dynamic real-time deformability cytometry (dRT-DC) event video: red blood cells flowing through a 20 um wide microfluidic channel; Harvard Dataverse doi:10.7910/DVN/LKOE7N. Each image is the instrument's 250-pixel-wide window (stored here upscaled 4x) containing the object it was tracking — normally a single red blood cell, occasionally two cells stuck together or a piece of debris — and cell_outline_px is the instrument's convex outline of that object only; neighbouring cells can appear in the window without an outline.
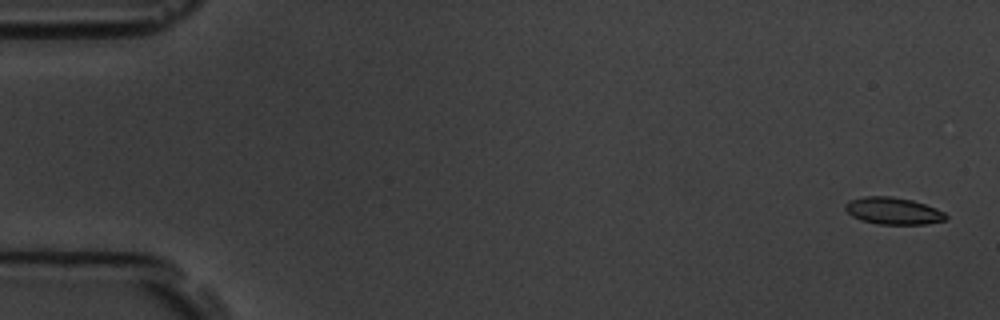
{"species": "common noctule bat (a hibernating species)", "species_latin": "Nyctalus noctula", "temperature_condition": "room temperature", "stored_images_in_passage": 5, "camera_frame_rate_fps": 3000, "um_per_image_px": 0.085, "animal": {"sex": "male", "body_mass_g": 19.5, "forearm_length_mm": 54.6}, "frame": {"image": 1, "passage_image": 1, "time_ms": 0.0, "image_size_px": [1000, 320], "cell_outline_px": [[948, 216], [944, 220], [928, 224], [880, 224], [860, 220], [852, 216], [844, 208], [844, 204], [848, 200], [864, 196], [892, 196], [912, 200], [936, 208], [944, 212]], "centroid_in_image_um": [75.89, 17.92], "position_along_channel_um": 9.1, "area_um2": 15.9}}
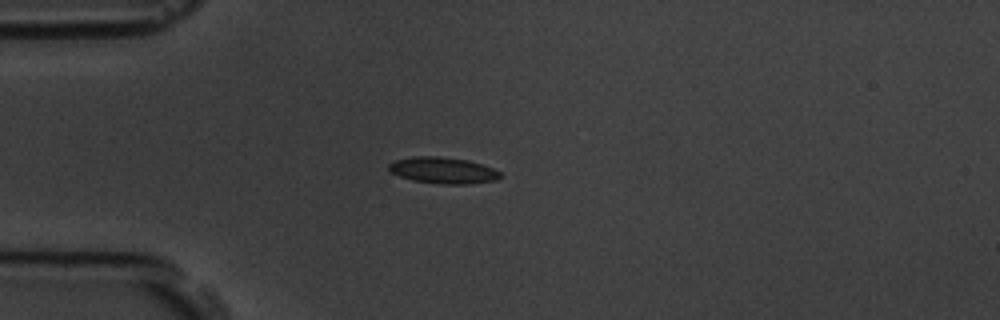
{"frame": {"image": 2, "passage_image": 5, "time_ms": 4.333, "image_size_px": [1000, 320], "cell_outline_px": [[500, 176], [496, 180], [468, 184], [440, 184], [412, 180], [400, 176], [392, 172], [388, 168], [388, 164], [396, 160], [412, 156], [440, 156], [468, 160], [492, 168], [500, 172]], "centroid_in_image_um": [37.64, 14.48], "position_along_channel_um": 47.4, "area_um2": 16.99}}